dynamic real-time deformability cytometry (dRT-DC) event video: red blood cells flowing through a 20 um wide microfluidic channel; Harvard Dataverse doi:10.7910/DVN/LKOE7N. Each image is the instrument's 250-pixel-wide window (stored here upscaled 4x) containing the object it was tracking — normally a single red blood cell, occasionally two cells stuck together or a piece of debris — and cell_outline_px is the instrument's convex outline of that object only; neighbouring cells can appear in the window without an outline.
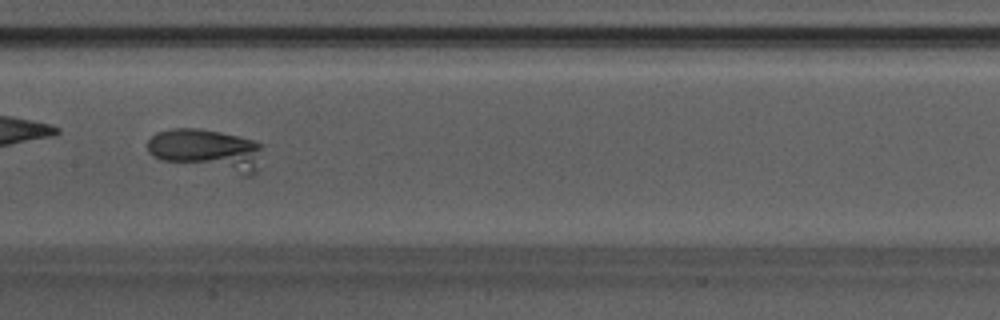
{"species": "Egyptian fruit bat (a non-hibernating species)", "species_latin": "Rousettus aegyptiacus", "temperature_condition": "warm", "stored_images_in_passage": 21, "camera_frame_rate_fps": 3000, "um_per_image_px": 0.085, "animal": {"sex": "male"}, "frame": {"image": 1, "passage_image": 10, "time_ms": 3.0, "image_size_px": [1000, 320], "cell_outline_px": [[260, 148], [256, 172], [252, 176], [240, 176], [160, 160], [152, 156], [148, 152], [148, 140], [156, 132], [172, 128], [196, 128], [220, 132], [240, 136], [256, 140], [260, 144]], "centroid_in_image_um": [17.55, 12.77], "position_along_channel_um": 189.8, "area_um2": 28.55}}